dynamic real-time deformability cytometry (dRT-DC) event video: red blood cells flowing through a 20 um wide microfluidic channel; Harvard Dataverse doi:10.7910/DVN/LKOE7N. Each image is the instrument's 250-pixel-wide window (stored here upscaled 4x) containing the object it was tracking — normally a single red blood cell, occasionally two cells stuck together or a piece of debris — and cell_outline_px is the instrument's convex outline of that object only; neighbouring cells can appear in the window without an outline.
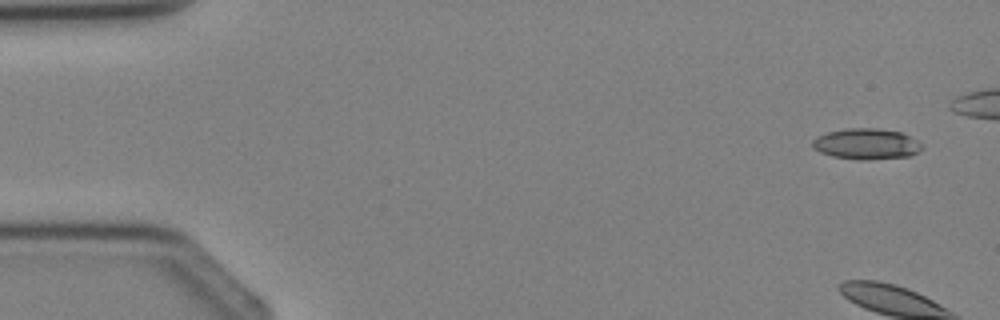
{"species": "Egyptian fruit bat (a non-hibernating species)", "species_latin": "Rousettus aegyptiacus", "temperature_condition": "cold", "stored_images_in_passage": 6, "camera_frame_rate_fps": 3000, "um_per_image_px": 0.085, "animal": {"sex": "female"}, "frame": {"image": 1, "passage_image": 1, "time_ms": 0.0, "image_size_px": [1000, 320], "cell_outline_px": [[924, 148], [920, 152], [912, 156], [868, 160], [860, 160], [832, 156], [820, 152], [812, 148], [812, 140], [816, 136], [828, 132], [848, 128], [876, 128], [900, 132], [924, 144]], "centroid_in_image_um": [73.66, 12.25], "position_along_channel_um": 11.3, "area_um2": 19.94}}
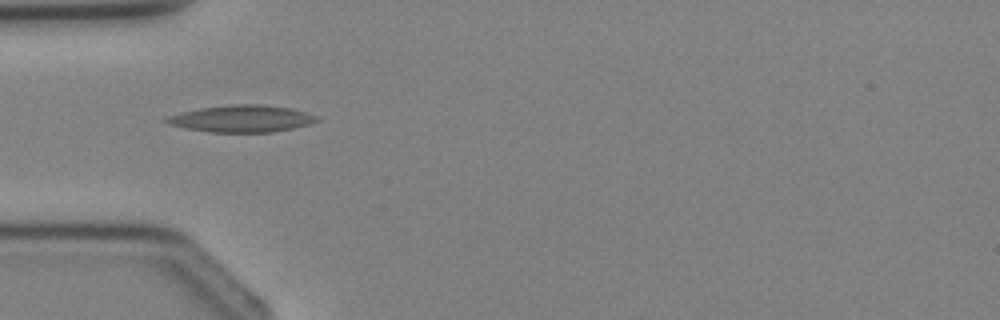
{"frame": {"image": 2, "passage_image": 5, "time_ms": 4.667, "image_size_px": [1000, 320], "cell_outline_px": [[320, 120], [308, 124], [292, 128], [272, 132], [208, 132], [184, 128], [168, 124], [160, 120], [168, 116], [200, 108], [232, 104], [260, 104], [288, 108], [304, 112], [316, 116]], "centroid_in_image_um": [20.48, 10.09], "position_along_channel_um": 64.5, "area_um2": 23.41}}
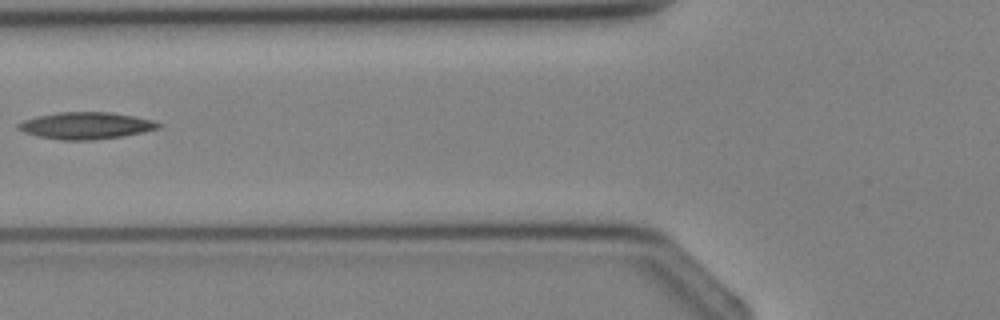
{"frame": {"image": 3, "passage_image": 6, "time_ms": 5.667, "image_size_px": [1000, 320], "cell_outline_px": [[164, 124], [160, 128], [144, 132], [124, 136], [92, 140], [60, 140], [36, 136], [24, 132], [16, 128], [16, 124], [24, 120], [36, 116], [56, 112], [108, 112], [132, 116], [152, 120]], "centroid_in_image_um": [7.29, 10.68], "position_along_channel_um": 118.5, "area_um2": 22.14}}